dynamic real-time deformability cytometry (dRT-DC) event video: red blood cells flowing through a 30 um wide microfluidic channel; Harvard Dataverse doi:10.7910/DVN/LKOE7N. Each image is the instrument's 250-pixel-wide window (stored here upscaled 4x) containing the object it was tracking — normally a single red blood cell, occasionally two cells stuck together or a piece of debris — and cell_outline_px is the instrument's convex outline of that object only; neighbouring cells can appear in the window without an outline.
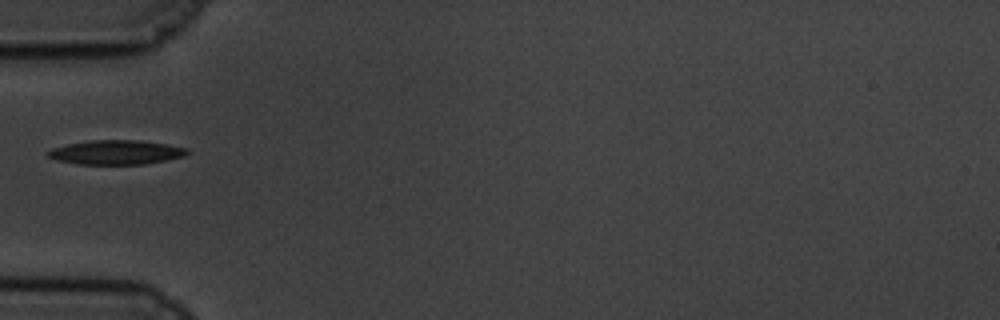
{"species": "common noctule bat (a hibernating species)", "species_latin": "Nyctalus noctula", "temperature_condition": "cold", "stored_images_in_passage": 36, "camera_frame_rate_fps": 3000, "um_per_image_px": 0.085, "animal": {"sex": "male", "body_mass_g": 19.5, "forearm_length_mm": 54.6}, "frame": {"image": 1, "passage_image": 1, "time_ms": 0.0, "image_size_px": [1000, 320], "cell_outline_px": [[188, 152], [184, 156], [144, 164], [76, 164], [56, 160], [48, 156], [44, 152], [52, 148], [68, 144], [88, 140], [136, 140], [168, 144], [188, 148]], "centroid_in_image_um": [9.82, 12.94], "position_along_channel_um": 75.2, "area_um2": 19.71}}
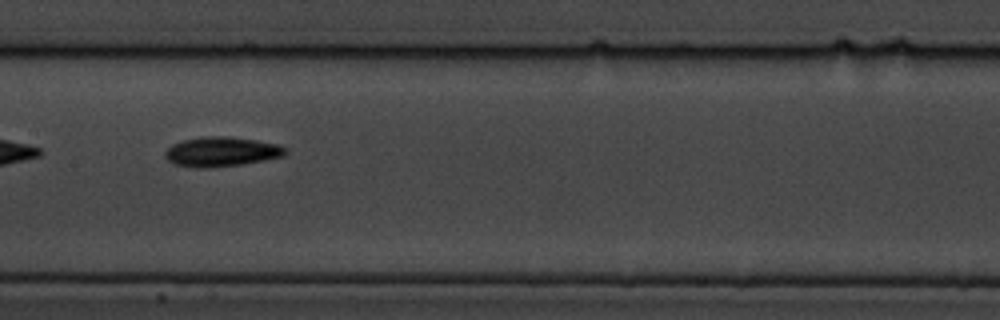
{"frame": {"image": 2, "passage_image": 11, "time_ms": 3.333, "image_size_px": [1000, 320], "cell_outline_px": [[288, 152], [284, 156], [264, 160], [240, 164], [208, 168], [196, 168], [172, 164], [164, 156], [164, 152], [172, 144], [184, 140], [200, 136], [228, 136], [256, 140], [280, 144], [288, 148]], "centroid_in_image_um": [18.83, 12.89], "position_along_channel_um": 188.6, "area_um2": 21.04}}